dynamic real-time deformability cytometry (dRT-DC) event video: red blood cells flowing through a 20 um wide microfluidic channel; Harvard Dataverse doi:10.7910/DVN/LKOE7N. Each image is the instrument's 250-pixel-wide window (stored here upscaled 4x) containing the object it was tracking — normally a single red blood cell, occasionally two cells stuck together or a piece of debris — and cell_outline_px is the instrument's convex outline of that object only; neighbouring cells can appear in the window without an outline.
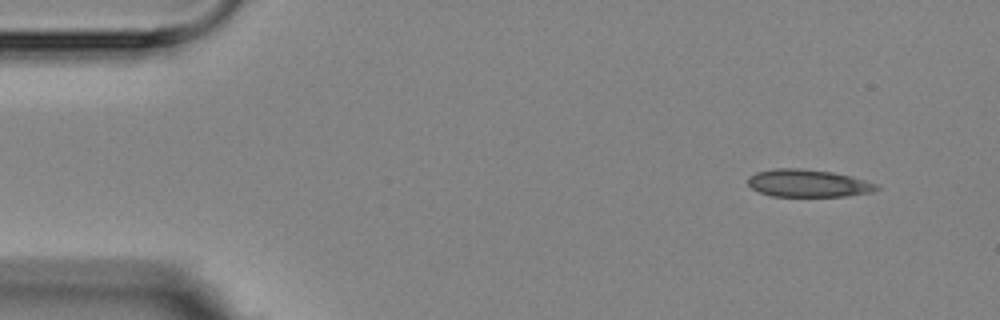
{"species": "Egyptian fruit bat (a non-hibernating species)", "species_latin": "Rousettus aegyptiacus", "temperature_condition": "room temperature", "stored_images_in_passage": 4, "camera_frame_rate_fps": 3000, "um_per_image_px": 0.085, "animal": {"sex": "female"}, "frame": {"image": 1, "passage_image": 1, "time_ms": 0.0, "image_size_px": [1000, 320], "cell_outline_px": [[880, 188], [872, 192], [848, 196], [772, 196], [760, 192], [752, 188], [748, 184], [748, 176], [756, 172], [772, 168], [800, 168], [832, 172], [852, 176], [876, 184]], "centroid_in_image_um": [68.67, 15.57], "position_along_channel_um": 16.3, "area_um2": 20.69}}
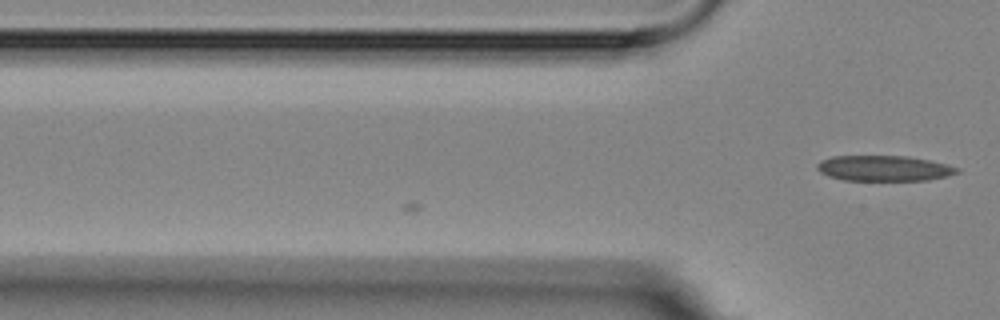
{"frame": {"image": 2, "passage_image": 4, "time_ms": 3.333, "image_size_px": [1000, 320], "cell_outline_px": [[960, 172], [948, 176], [928, 180], [844, 180], [828, 176], [820, 172], [816, 168], [816, 164], [820, 160], [832, 156], [908, 156], [928, 160], [960, 168]], "centroid_in_image_um": [75.11, 14.3], "position_along_channel_um": 50.7, "area_um2": 20.81}}